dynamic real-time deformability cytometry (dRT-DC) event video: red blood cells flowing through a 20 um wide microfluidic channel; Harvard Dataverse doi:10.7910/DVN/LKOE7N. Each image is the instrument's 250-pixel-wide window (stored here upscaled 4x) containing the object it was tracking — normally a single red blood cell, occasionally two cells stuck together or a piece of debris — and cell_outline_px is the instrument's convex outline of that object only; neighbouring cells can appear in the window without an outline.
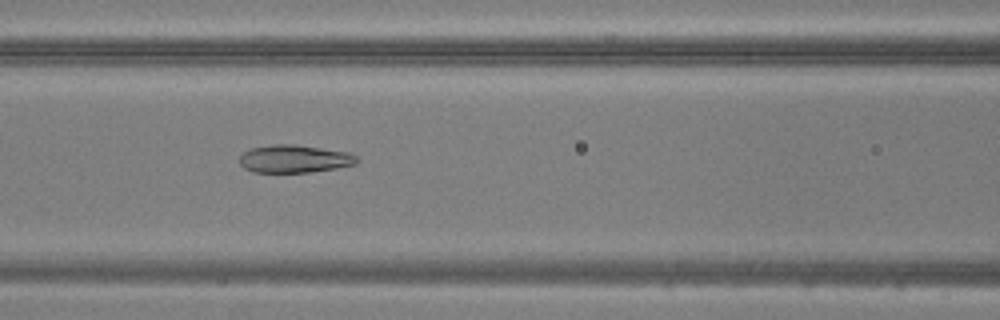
{"species": "common noctule bat (a hibernating species)", "species_latin": "Nyctalus noctula", "temperature_condition": "warm", "stored_images_in_passage": 19, "camera_frame_rate_fps": 3000, "um_per_image_px": 0.085, "animal": {"sex": "male", "body_mass_g": 20.5, "forearm_length_mm": 52.5}, "frame": {"image": 1, "passage_image": 9, "time_ms": 2.667, "image_size_px": [1000, 320], "cell_outline_px": [[360, 160], [356, 164], [336, 168], [308, 172], [252, 172], [244, 168], [240, 164], [240, 156], [244, 152], [252, 148], [276, 144], [292, 144], [352, 152]], "centroid_in_image_um": [25.06, 13.5], "position_along_channel_um": 141.5, "area_um2": 19.02}}
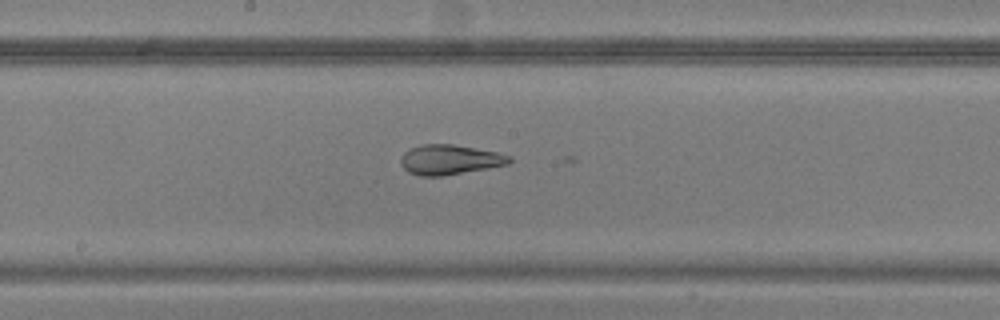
{"frame": {"image": 2, "passage_image": 14, "time_ms": 4.333, "image_size_px": [1000, 320], "cell_outline_px": [[512, 160], [508, 164], [488, 168], [440, 176], [420, 176], [408, 172], [400, 164], [400, 160], [404, 152], [408, 148], [420, 144], [452, 144], [496, 152], [512, 156]], "centroid_in_image_um": [38.19, 13.56], "position_along_channel_um": 210.0, "area_um2": 18.9}}
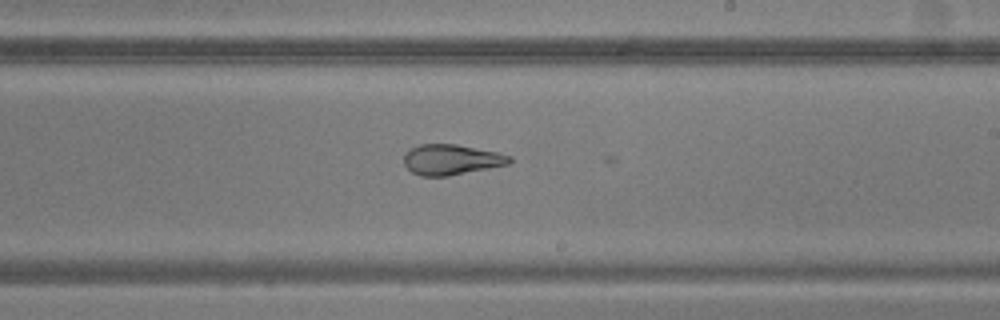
{"frame": {"image": 3, "passage_image": 17, "time_ms": 5.333, "image_size_px": [1000, 320], "cell_outline_px": [[512, 160], [508, 164], [448, 176], [420, 176], [412, 172], [404, 164], [404, 156], [412, 148], [420, 144], [456, 144], [496, 152], [512, 156]], "centroid_in_image_um": [38.36, 13.57], "position_along_channel_um": 250.6, "area_um2": 18.5}}